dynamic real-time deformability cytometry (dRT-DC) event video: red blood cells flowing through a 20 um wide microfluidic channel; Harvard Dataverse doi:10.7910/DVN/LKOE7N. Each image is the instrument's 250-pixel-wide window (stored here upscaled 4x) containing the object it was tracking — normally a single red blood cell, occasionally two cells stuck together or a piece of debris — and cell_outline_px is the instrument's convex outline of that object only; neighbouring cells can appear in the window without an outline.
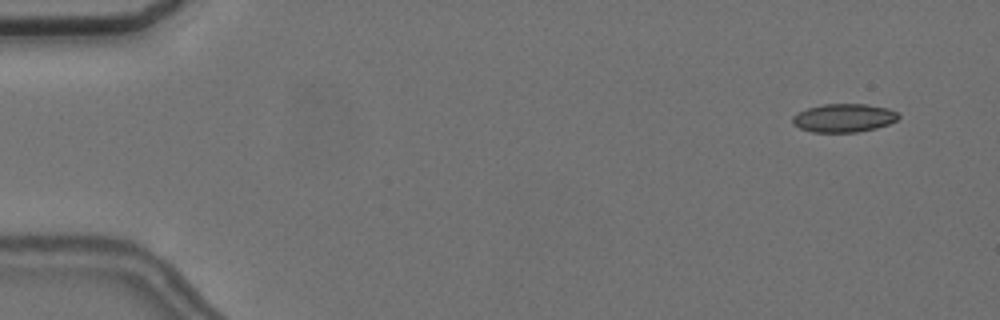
{"species": "common noctule bat (a hibernating species)", "species_latin": "Nyctalus noctula", "temperature_condition": "cold", "stored_images_in_passage": 55, "camera_frame_rate_fps": 3000, "um_per_image_px": 0.085, "animal": {"sex": "female", "body_mass_g": 24.6, "forearm_length_mm": 56.2}, "frame": {"image": 1, "passage_image": 2, "time_ms": 0.333, "image_size_px": [1000, 320], "cell_outline_px": [[900, 116], [896, 120], [888, 124], [876, 128], [856, 132], [812, 132], [800, 128], [792, 124], [792, 116], [796, 112], [808, 108], [824, 104], [868, 104], [888, 108], [900, 112]], "centroid_in_image_um": [71.72, 10.02], "position_along_channel_um": 13.3, "area_um2": 17.69}}
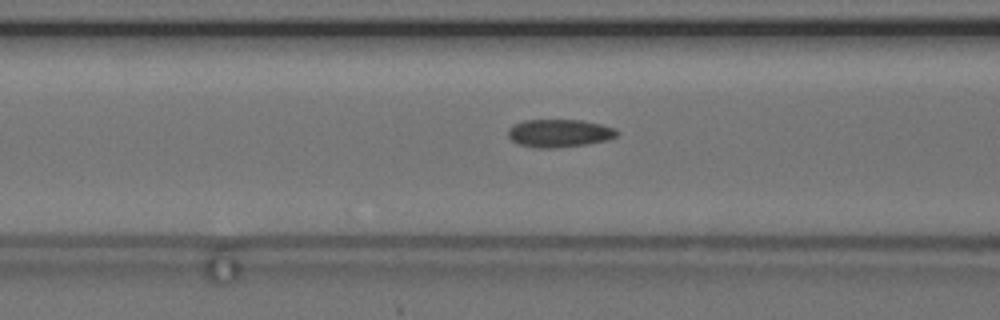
{"frame": {"image": 2, "passage_image": 21, "time_ms": 6.667, "image_size_px": [1000, 320], "cell_outline_px": [[620, 132], [616, 136], [608, 140], [584, 144], [556, 148], [532, 148], [516, 144], [508, 136], [508, 128], [512, 124], [524, 120], [580, 120], [600, 124], [616, 128]], "centroid_in_image_um": [47.5, 11.32], "position_along_channel_um": 119.1, "area_um2": 17.92}}
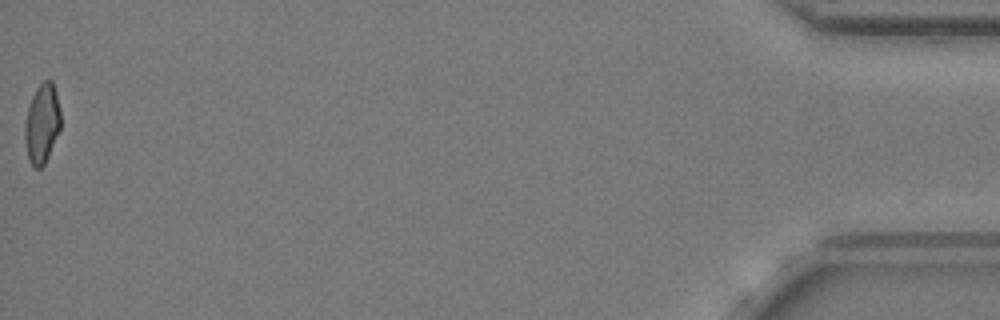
{"frame": {"image": 3, "passage_image": 55, "time_ms": 18.0, "image_size_px": [1000, 320], "cell_outline_px": [[60, 128], [48, 156], [44, 164], [40, 168], [36, 168], [32, 164], [28, 156], [24, 140], [24, 124], [28, 108], [32, 96], [36, 88], [44, 80], [52, 80], [56, 92], [60, 108]], "centroid_in_image_um": [3.56, 10.47], "position_along_channel_um": 431.6, "area_um2": 16.47}, "authors_computed_cell_mechanics": {"area_um2": 17.5712, "velocity_mm_per_s": 3.6329, "shape_relaxation_time_tau1_ms": 7.8666, "shape_relaxation_time_tau2_ms": 2.2868, "deformation_change_tau1": 0.1281, "deformation_change_tau2": 0.083}}